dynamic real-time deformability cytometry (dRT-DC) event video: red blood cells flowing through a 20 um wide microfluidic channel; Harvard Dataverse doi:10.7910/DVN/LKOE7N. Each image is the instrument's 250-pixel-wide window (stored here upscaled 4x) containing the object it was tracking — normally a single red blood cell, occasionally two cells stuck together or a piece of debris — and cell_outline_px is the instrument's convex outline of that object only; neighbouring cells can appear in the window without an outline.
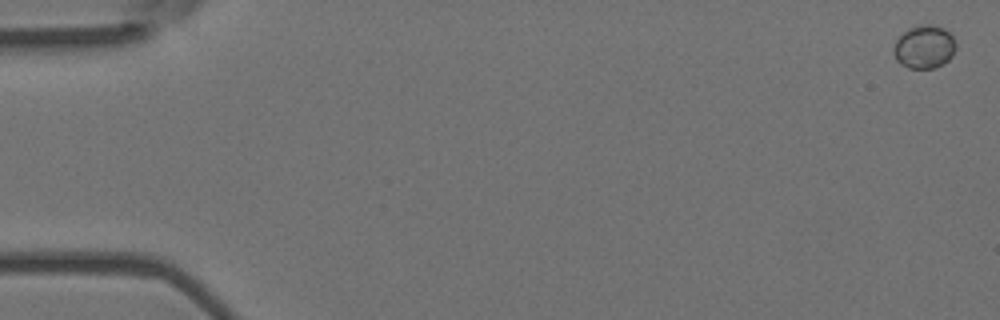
{"species": "Egyptian fruit bat (a non-hibernating species)", "species_latin": "Rousettus aegyptiacus", "temperature_condition": "room temperature", "stored_images_in_passage": 7, "camera_frame_rate_fps": 3000, "um_per_image_px": 0.085, "animal": {"sex": "female"}, "frame": {"image": 1, "passage_image": 1, "time_ms": 0.0, "image_size_px": [1000, 320], "cell_outline_px": [[956, 48], [952, 56], [944, 64], [932, 68], [908, 68], [900, 64], [896, 60], [892, 52], [892, 48], [896, 40], [908, 28], [924, 24], [932, 24], [944, 28], [952, 36], [956, 44]], "centroid_in_image_um": [78.55, 3.99], "position_along_channel_um": 6.5, "area_um2": 15.84}}
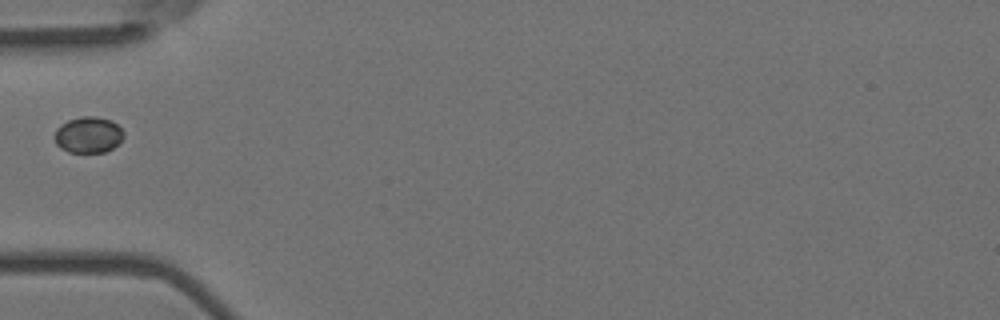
{"frame": {"image": 2, "passage_image": 6, "time_ms": 1.667, "image_size_px": [1000, 320], "cell_outline_px": [[124, 136], [120, 144], [104, 152], [68, 152], [60, 148], [56, 144], [56, 128], [60, 124], [68, 120], [80, 116], [96, 116], [112, 120], [124, 132]], "centroid_in_image_um": [7.53, 11.45], "position_along_channel_um": 77.5, "area_um2": 14.68}}
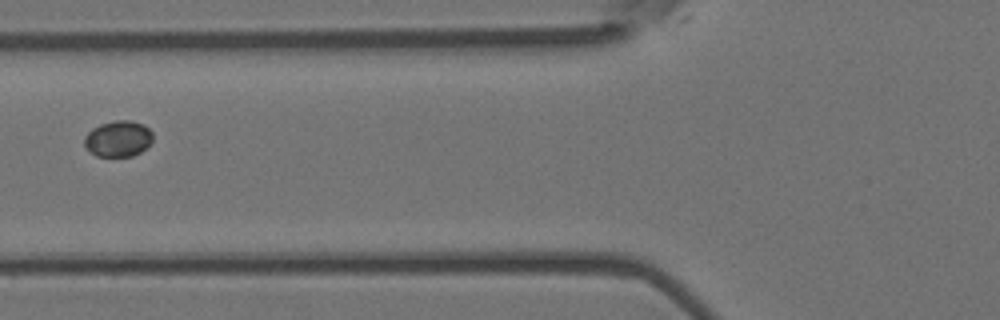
{"frame": {"image": 3, "passage_image": 7, "time_ms": 2.0, "image_size_px": [1000, 320], "cell_outline_px": [[152, 140], [140, 152], [132, 156], [96, 156], [84, 144], [84, 136], [92, 128], [100, 124], [116, 120], [132, 120], [144, 124], [152, 132]], "centroid_in_image_um": [10.04, 11.77], "position_along_channel_um": 115.8, "area_um2": 14.28}}